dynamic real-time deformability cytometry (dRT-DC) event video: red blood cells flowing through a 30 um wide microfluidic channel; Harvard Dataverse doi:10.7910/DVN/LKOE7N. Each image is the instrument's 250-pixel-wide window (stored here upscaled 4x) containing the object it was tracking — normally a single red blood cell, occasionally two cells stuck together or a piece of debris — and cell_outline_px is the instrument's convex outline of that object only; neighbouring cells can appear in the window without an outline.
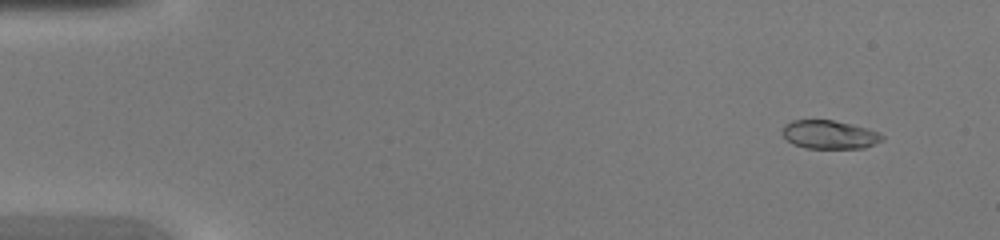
{"species": "common noctule bat (a hibernating species)", "species_latin": "Nyctalus noctula", "temperature_condition": "warm", "stored_images_in_passage": 46, "camera_frame_rate_fps": 3000, "um_per_image_px": 0.085, "animal": {"sex": "female", "body_mass_g": 20.0, "forearm_length_mm": 54.0}, "frame": {"image": 1, "passage_image": 4, "time_ms": 1.0, "image_size_px": [1000, 240], "cell_outline_px": [[884, 140], [864, 148], [804, 148], [792, 144], [780, 132], [784, 124], [792, 120], [832, 120], [852, 124], [868, 128], [884, 136]], "centroid_in_image_um": [70.47, 11.44], "position_along_channel_um": 14.5, "area_um2": 16.7}}
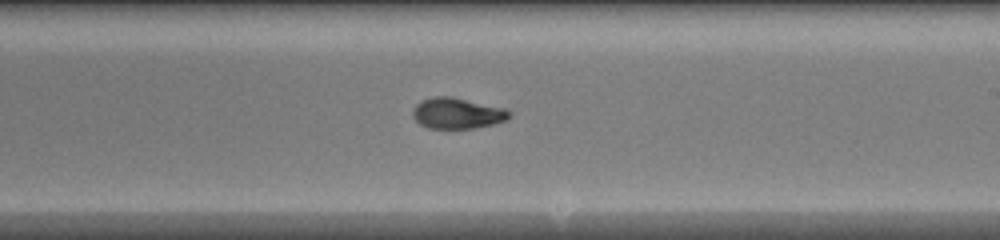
{"frame": {"image": 2, "passage_image": 28, "time_ms": 9.0, "image_size_px": [1000, 240], "cell_outline_px": [[512, 116], [508, 120], [492, 124], [472, 128], [428, 128], [420, 124], [412, 116], [412, 108], [420, 100], [432, 96], [448, 96], [504, 108], [512, 112]], "centroid_in_image_um": [38.84, 9.62], "position_along_channel_um": 250.2, "area_um2": 17.4}}
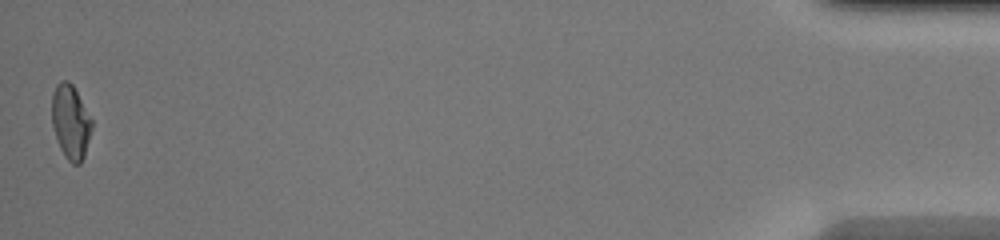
{"frame": {"image": 3, "passage_image": 46, "time_ms": 15.0, "image_size_px": [1000, 240], "cell_outline_px": [[92, 128], [84, 156], [80, 164], [72, 164], [64, 156], [60, 148], [52, 124], [52, 92], [56, 84], [60, 80], [68, 80], [72, 84], [92, 120]], "centroid_in_image_um": [5.99, 10.35], "position_along_channel_um": 429.2, "area_um2": 17.17}}